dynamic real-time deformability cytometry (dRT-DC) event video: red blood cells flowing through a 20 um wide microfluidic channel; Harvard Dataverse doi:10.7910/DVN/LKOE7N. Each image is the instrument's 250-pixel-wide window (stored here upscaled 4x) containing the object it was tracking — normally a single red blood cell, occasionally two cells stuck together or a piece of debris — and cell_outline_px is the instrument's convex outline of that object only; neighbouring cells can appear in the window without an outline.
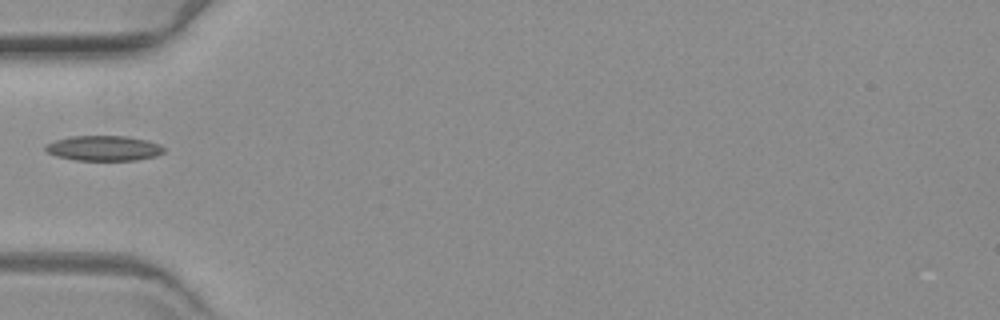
{"species": "common noctule bat (a hibernating species)", "species_latin": "Nyctalus noctula", "temperature_condition": "warm", "stored_images_in_passage": 9, "camera_frame_rate_fps": 3000, "um_per_image_px": 0.085, "animal": {"sex": "female", "body_mass_g": 19.3, "forearm_length_mm": 54.1}, "frame": {"image": 1, "passage_image": 1, "time_ms": 0.0, "image_size_px": [1000, 320], "cell_outline_px": [[164, 152], [156, 156], [136, 160], [76, 160], [56, 156], [48, 152], [44, 148], [44, 144], [56, 140], [72, 136], [128, 136], [148, 140], [160, 144], [164, 148]], "centroid_in_image_um": [8.83, 12.59], "position_along_channel_um": 76.2, "area_um2": 17.4}}
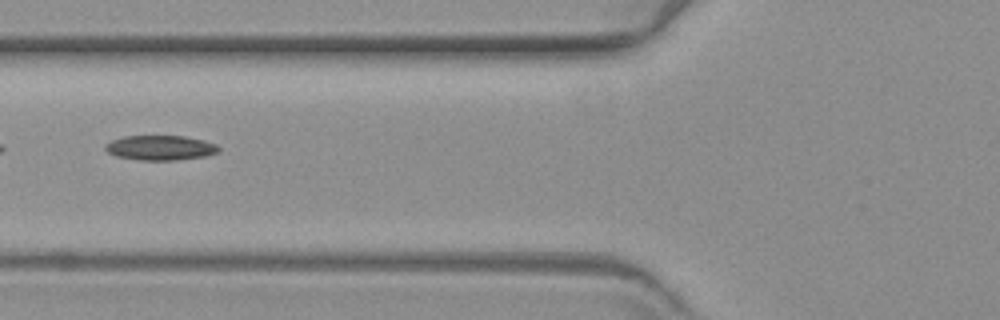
{"frame": {"image": 2, "passage_image": 4, "time_ms": 1.0, "image_size_px": [1000, 320], "cell_outline_px": [[220, 152], [204, 156], [176, 160], [140, 160], [116, 156], [108, 152], [104, 148], [112, 140], [124, 136], [184, 136], [204, 140], [216, 144], [220, 148]], "centroid_in_image_um": [13.67, 12.56], "position_along_channel_um": 112.1, "area_um2": 16.3}}
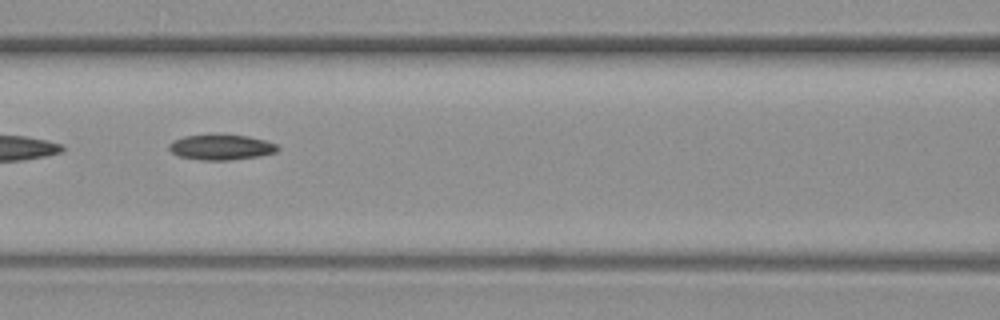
{"frame": {"image": 3, "passage_image": 7, "time_ms": 2.0, "image_size_px": [1000, 320], "cell_outline_px": [[280, 148], [276, 152], [260, 156], [228, 160], [200, 160], [180, 156], [172, 152], [168, 148], [168, 144], [172, 140], [184, 136], [248, 136], [264, 140], [276, 144]], "centroid_in_image_um": [18.79, 12.53], "position_along_channel_um": 147.8, "area_um2": 15.66}}